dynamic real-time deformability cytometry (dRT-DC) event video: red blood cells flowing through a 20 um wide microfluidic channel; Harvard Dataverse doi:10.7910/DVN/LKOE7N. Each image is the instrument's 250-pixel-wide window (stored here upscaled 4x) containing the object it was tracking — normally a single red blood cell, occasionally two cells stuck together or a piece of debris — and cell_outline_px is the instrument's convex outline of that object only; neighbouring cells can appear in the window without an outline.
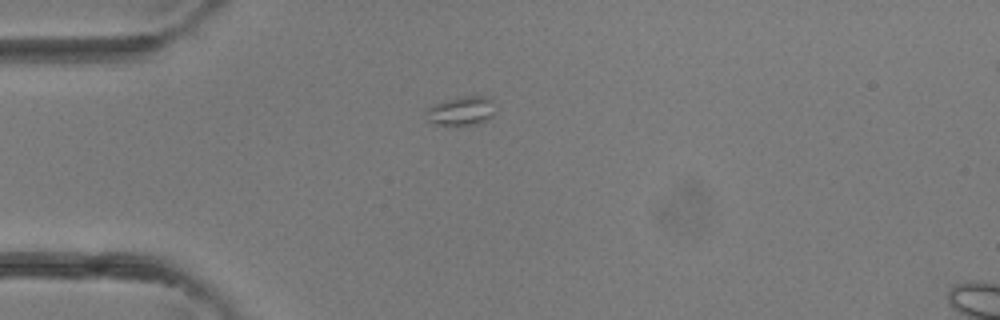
{"species": "common noctule bat (a hibernating species)", "species_latin": "Nyctalus noctula", "temperature_condition": "room temperature", "stored_images_in_passage": 1, "camera_frame_rate_fps": 3000, "um_per_image_px": 0.085, "animal": {"sex": "female"}, "frame": {"image": 1, "passage_image": 1, "time_ms": 0.0, "image_size_px": [1000, 320], "cell_outline_px": [[492, 116], [488, 120], [476, 124], [436, 124], [428, 120], [424, 112], [424, 108], [432, 104], [444, 100], [460, 96], [488, 96], [492, 100]], "centroid_in_image_um": [39.14, 9.4], "position_along_channel_um": 45.9, "area_um2": 11.68}}